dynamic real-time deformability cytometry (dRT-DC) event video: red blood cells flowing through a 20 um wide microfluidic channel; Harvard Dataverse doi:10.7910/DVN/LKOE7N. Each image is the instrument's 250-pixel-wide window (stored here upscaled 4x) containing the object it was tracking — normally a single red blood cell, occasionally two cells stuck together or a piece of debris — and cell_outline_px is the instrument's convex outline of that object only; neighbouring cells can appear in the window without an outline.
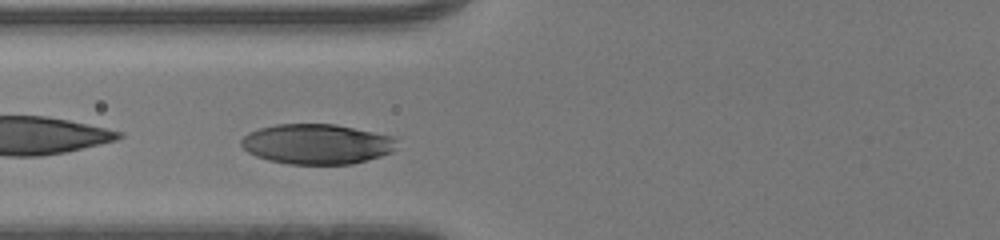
{"species": "human", "species_latin": "Homo sapiens", "temperature_condition": "room temperature", "stored_images_in_passage": 34, "camera_frame_rate_fps": 3000, "um_per_image_px": 0.085, "donor": {"sex": "male"}, "frame": {"image": 1, "passage_image": 8, "time_ms": 2.333, "image_size_px": [1000, 240], "cell_outline_px": [[396, 148], [392, 152], [380, 156], [352, 164], [288, 164], [268, 160], [256, 156], [248, 152], [240, 144], [240, 140], [248, 132], [260, 128], [276, 124], [336, 124], [396, 136]], "centroid_in_image_um": [26.94, 12.24], "position_along_channel_um": 98.9, "area_um2": 36.65}}
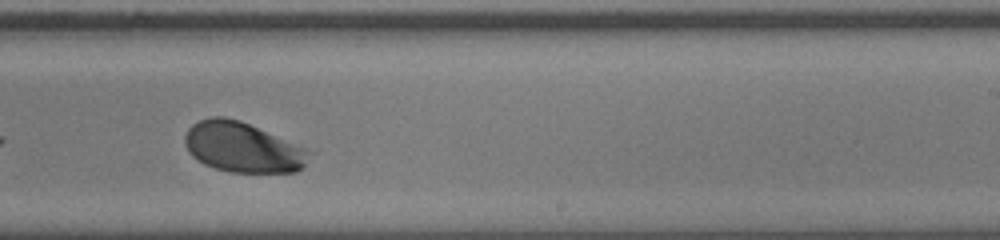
{"frame": {"image": 2, "passage_image": 20, "time_ms": 6.333, "image_size_px": [1000, 240], "cell_outline_px": [[320, 148], [296, 172], [228, 172], [204, 164], [192, 156], [188, 152], [184, 144], [184, 136], [188, 128], [192, 124], [200, 120], [212, 116], [224, 116], [240, 120]], "centroid_in_image_um": [20.79, 12.49], "position_along_channel_um": 268.2, "area_um2": 38.09}}
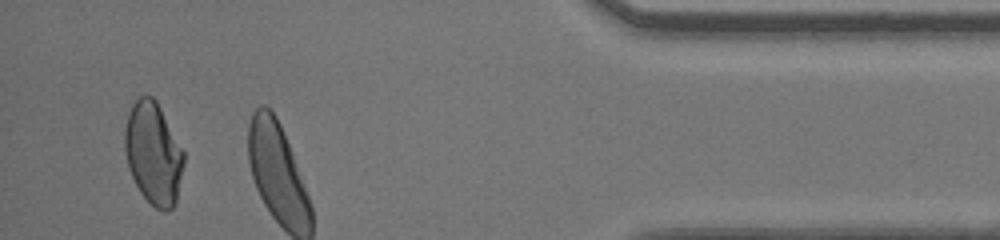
{"frame": {"image": 3, "passage_image": 32, "time_ms": 10.333, "image_size_px": [1000, 240], "cell_outline_px": [[184, 164], [176, 200], [172, 208], [168, 212], [164, 212], [156, 208], [140, 192], [132, 176], [128, 164], [124, 148], [124, 128], [128, 112], [132, 104], [140, 96], [152, 96], [156, 100], [184, 152]], "centroid_in_image_um": [13.03, 13.03], "position_along_channel_um": 422.2, "area_um2": 34.91}, "authors_computed_cell_mechanics": {"area_um2": 36.5585, "velocity_mm_per_s": 4.2579, "shape_relaxation_time_tau1_ms": 1.4565, "shape_relaxation_time_tau2_ms": null, "deformation_change_tau1": 0.1142, "deformation_change_tau2": null}}